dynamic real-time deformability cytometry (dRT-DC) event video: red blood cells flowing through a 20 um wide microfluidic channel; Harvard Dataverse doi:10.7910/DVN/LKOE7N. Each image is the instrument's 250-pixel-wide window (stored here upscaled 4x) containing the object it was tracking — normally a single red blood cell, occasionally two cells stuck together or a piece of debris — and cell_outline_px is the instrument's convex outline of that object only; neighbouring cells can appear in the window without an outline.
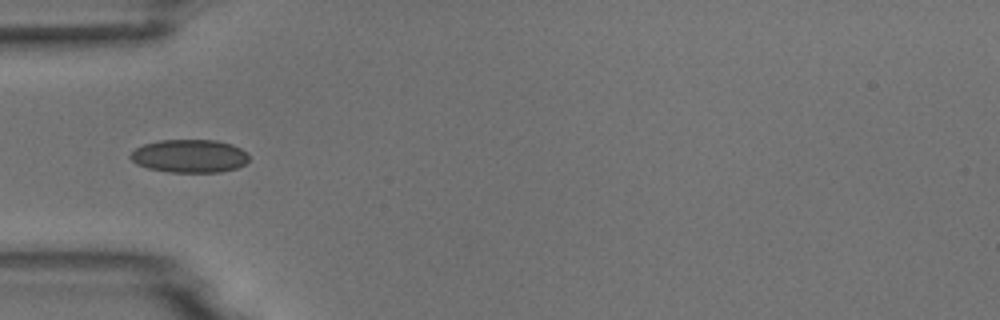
{"species": "common noctule bat (a hibernating species)", "species_latin": "Nyctalus noctula", "temperature_condition": "room temperature", "stored_images_in_passage": 3, "camera_frame_rate_fps": 3000, "um_per_image_px": 0.085, "animal": {"sex": "male", "body_mass_g": 18.8}, "frame": {"image": 1, "passage_image": 1, "time_ms": 0.0, "image_size_px": [1000, 320], "cell_outline_px": [[248, 160], [244, 164], [236, 168], [220, 172], [168, 172], [148, 168], [136, 164], [128, 156], [136, 148], [144, 144], [160, 140], [216, 140], [232, 144], [248, 152]], "centroid_in_image_um": [16.11, 13.26], "position_along_channel_um": 68.9, "area_um2": 22.95}}